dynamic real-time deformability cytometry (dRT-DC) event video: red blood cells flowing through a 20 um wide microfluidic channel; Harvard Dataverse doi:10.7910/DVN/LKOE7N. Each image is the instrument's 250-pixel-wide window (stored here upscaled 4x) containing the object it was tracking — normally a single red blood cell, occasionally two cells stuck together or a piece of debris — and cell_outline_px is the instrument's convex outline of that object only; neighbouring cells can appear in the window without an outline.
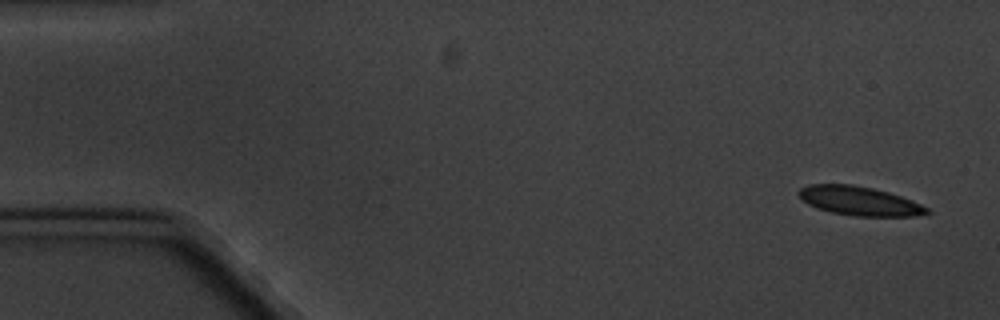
{"species": "common noctule bat (a hibernating species)", "species_latin": "Nyctalus noctula", "temperature_condition": "cold", "stored_images_in_passage": 5, "camera_frame_rate_fps": 3000, "um_per_image_px": 0.085, "animal": {"sex": "male", "body_mass_g": 20.1, "forearm_length_mm": 53.5}, "frame": {"image": 1, "passage_image": 1, "time_ms": 0.0, "image_size_px": [1000, 320], "cell_outline_px": [[932, 212], [916, 216], [856, 216], [832, 212], [816, 208], [808, 204], [796, 192], [800, 188], [808, 184], [852, 184], [872, 188], [888, 192], [912, 200], [928, 208]], "centroid_in_image_um": [73.04, 17.08], "position_along_channel_um": 12.0, "area_um2": 21.62}}
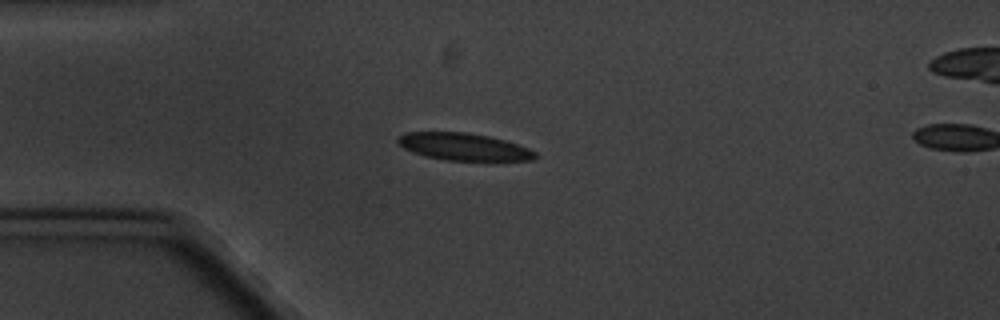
{"frame": {"image": 2, "passage_image": 4, "time_ms": 4.0, "image_size_px": [1000, 320], "cell_outline_px": [[536, 156], [532, 160], [444, 160], [424, 156], [412, 152], [404, 148], [396, 140], [404, 132], [468, 132], [488, 136], [504, 140], [528, 148], [536, 152]], "centroid_in_image_um": [39.38, 12.47], "position_along_channel_um": 45.6, "area_um2": 21.62}}